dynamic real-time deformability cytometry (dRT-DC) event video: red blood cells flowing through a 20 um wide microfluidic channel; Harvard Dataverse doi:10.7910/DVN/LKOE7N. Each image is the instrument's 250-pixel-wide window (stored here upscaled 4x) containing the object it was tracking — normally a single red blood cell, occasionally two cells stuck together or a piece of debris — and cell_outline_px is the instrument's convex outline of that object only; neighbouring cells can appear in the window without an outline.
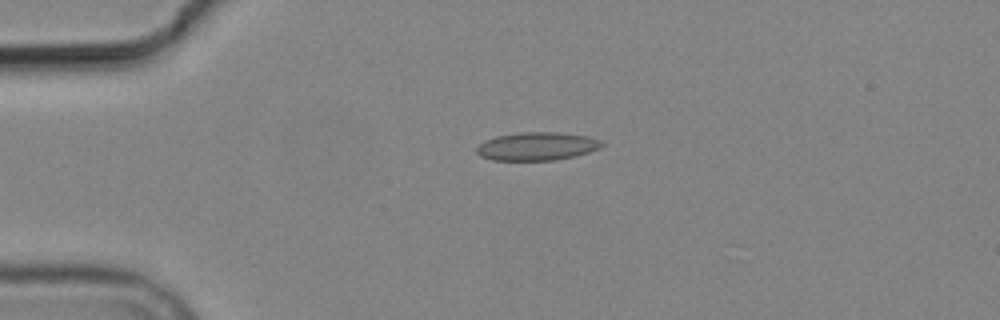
{"species": "common noctule bat (a hibernating species)", "species_latin": "Nyctalus noctula", "temperature_condition": "cold", "stored_images_in_passage": 6, "camera_frame_rate_fps": 3000, "um_per_image_px": 0.085, "animal": {"sex": "male", "body_mass_g": 19.2, "forearm_length_mm": 51.8}, "frame": {"image": 1, "passage_image": 4, "time_ms": 3.333, "image_size_px": [1000, 320], "cell_outline_px": [[604, 144], [600, 148], [576, 156], [556, 160], [492, 160], [480, 156], [476, 152], [476, 148], [484, 140], [496, 136], [520, 132], [556, 132], [588, 136], [600, 140]], "centroid_in_image_um": [45.63, 12.43], "position_along_channel_um": 39.4, "area_um2": 20.63}}
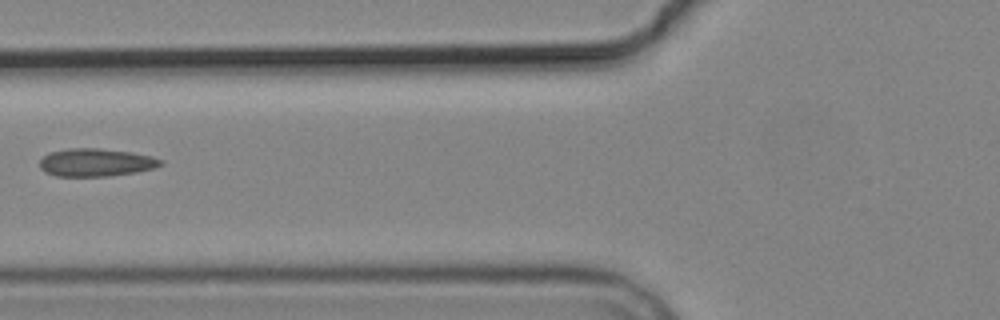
{"frame": {"image": 2, "passage_image": 6, "time_ms": 6.333, "image_size_px": [1000, 320], "cell_outline_px": [[164, 164], [156, 168], [136, 172], [108, 176], [56, 176], [44, 172], [40, 168], [40, 160], [48, 152], [68, 148], [100, 148], [132, 152], [152, 156], [164, 160]], "centroid_in_image_um": [8.18, 13.8], "position_along_channel_um": 117.6, "area_um2": 19.94}}